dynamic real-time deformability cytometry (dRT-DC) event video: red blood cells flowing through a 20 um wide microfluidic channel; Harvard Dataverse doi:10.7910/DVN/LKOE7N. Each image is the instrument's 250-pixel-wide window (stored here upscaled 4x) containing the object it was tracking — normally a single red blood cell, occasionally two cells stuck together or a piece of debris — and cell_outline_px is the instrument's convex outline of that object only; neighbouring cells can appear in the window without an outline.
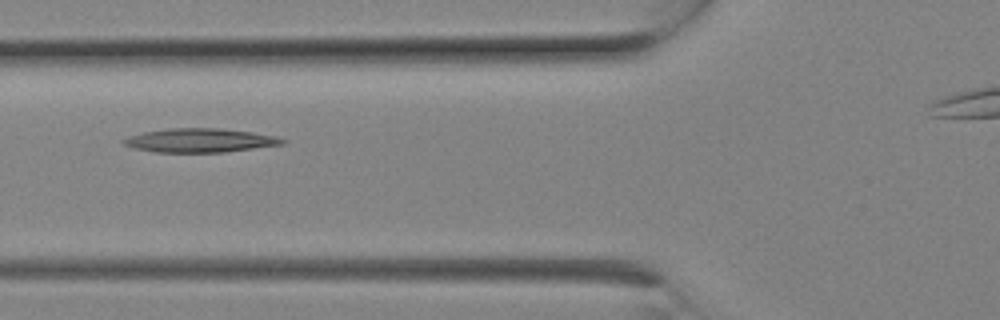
{"species": "Egyptian fruit bat (a non-hibernating species)", "species_latin": "Rousettus aegyptiacus", "temperature_condition": "room temperature", "stored_images_in_passage": 4, "camera_frame_rate_fps": 3000, "um_per_image_px": 0.085, "animal": {"sex": "female"}, "frame": {"image": 1, "passage_image": 2, "time_ms": 0.333, "image_size_px": [1000, 320], "cell_outline_px": [[288, 140], [284, 144], [224, 152], [152, 152], [132, 148], [124, 144], [120, 140], [128, 136], [144, 132], [172, 128], [220, 128], [252, 132], [276, 136]], "centroid_in_image_um": [16.98, 11.93], "position_along_channel_um": 108.8, "area_um2": 22.14}}
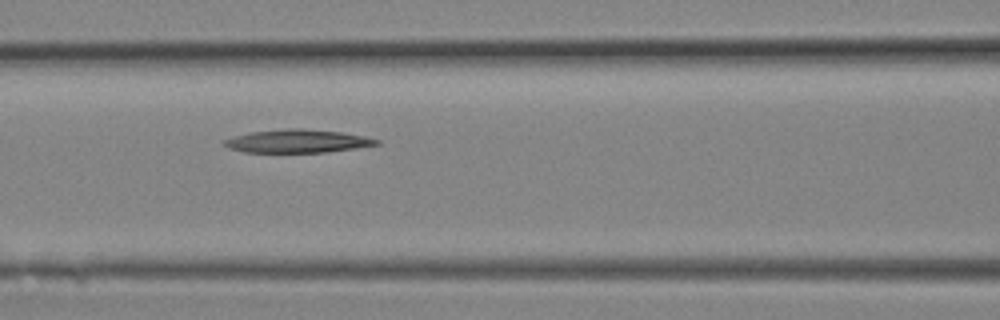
{"frame": {"image": 2, "passage_image": 3, "time_ms": 0.667, "image_size_px": [1000, 320], "cell_outline_px": [[380, 144], [356, 148], [328, 152], [244, 152], [228, 148], [224, 144], [224, 140], [236, 136], [252, 132], [288, 128], [300, 128], [340, 132], [364, 136], [380, 140]], "centroid_in_image_um": [25.32, 12.0], "position_along_channel_um": 141.3, "area_um2": 20.35}}
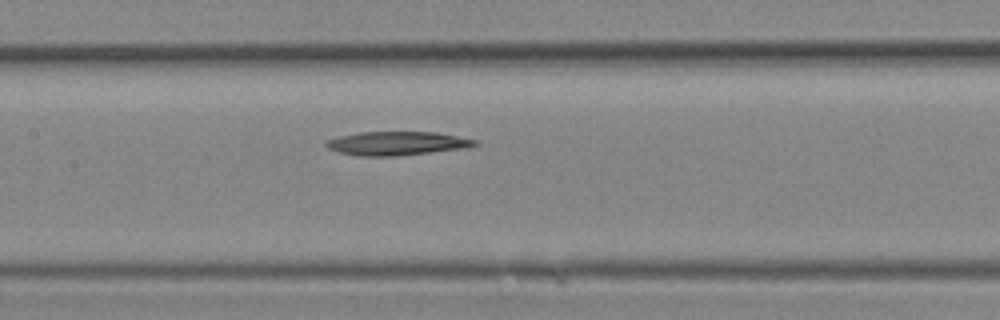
{"frame": {"image": 3, "passage_image": 4, "time_ms": 1.0, "image_size_px": [1000, 320], "cell_outline_px": [[480, 144], [468, 148], [396, 156], [360, 156], [340, 152], [328, 148], [324, 144], [324, 140], [340, 136], [360, 132], [436, 132], [476, 140]], "centroid_in_image_um": [33.74, 12.19], "position_along_channel_um": 173.7, "area_um2": 20.58}}